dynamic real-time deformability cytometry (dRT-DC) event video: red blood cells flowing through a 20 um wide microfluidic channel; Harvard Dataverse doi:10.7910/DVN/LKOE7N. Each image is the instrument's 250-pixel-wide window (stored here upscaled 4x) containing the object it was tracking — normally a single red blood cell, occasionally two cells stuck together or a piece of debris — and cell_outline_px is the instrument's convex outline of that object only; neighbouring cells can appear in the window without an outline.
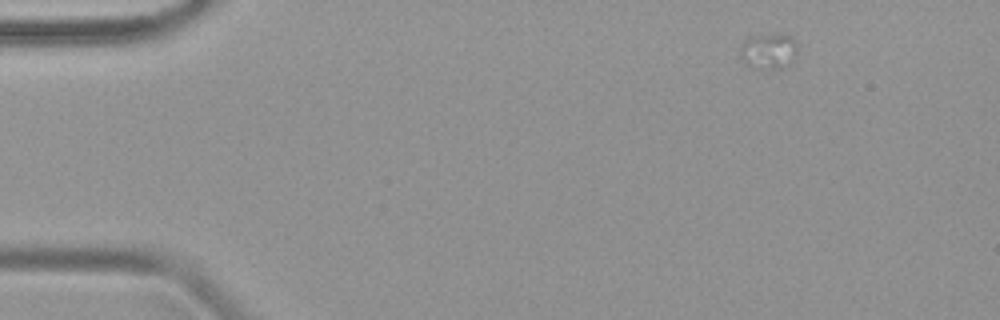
{"species": "common noctule bat (a hibernating species)", "species_latin": "Nyctalus noctula", "temperature_condition": "warm", "stored_images_in_passage": 8, "camera_frame_rate_fps": 3000, "um_per_image_px": 0.085, "animal": {"sex": "female", "body_mass_g": 19.9}, "frame": {"image": 1, "passage_image": 1, "time_ms": 0.0, "image_size_px": [1000, 320], "cell_outline_px": [[796, 56], [788, 64], [780, 68], [756, 68], [744, 64], [740, 56], [740, 48], [744, 40], [752, 36], [792, 36], [796, 40]], "centroid_in_image_um": [65.3, 4.37], "position_along_channel_um": 19.7, "area_um2": 11.56}}